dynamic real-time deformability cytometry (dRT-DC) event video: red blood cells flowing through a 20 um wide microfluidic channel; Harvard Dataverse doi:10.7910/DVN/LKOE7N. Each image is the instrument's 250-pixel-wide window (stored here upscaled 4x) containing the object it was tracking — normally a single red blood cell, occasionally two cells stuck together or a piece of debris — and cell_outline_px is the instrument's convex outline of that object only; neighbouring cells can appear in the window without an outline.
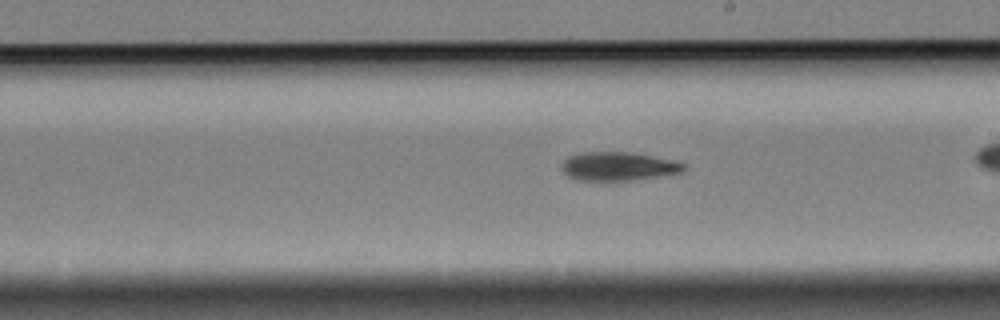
{"species": "Egyptian fruit bat (a non-hibernating species)", "species_latin": "Rousettus aegyptiacus", "temperature_condition": "cold", "stored_images_in_passage": 32, "camera_frame_rate_fps": 3000, "um_per_image_px": 0.085, "animal": {"sex": "female"}, "frame": {"image": 1, "passage_image": 19, "time_ms": 6.0, "image_size_px": [1000, 320], "cell_outline_px": [[688, 168], [684, 172], [636, 180], [576, 180], [568, 176], [564, 172], [564, 160], [568, 156], [580, 152], [628, 152], [652, 156], [672, 160], [684, 164]], "centroid_in_image_um": [52.59, 14.14], "position_along_channel_um": 236.4, "area_um2": 20.29}}
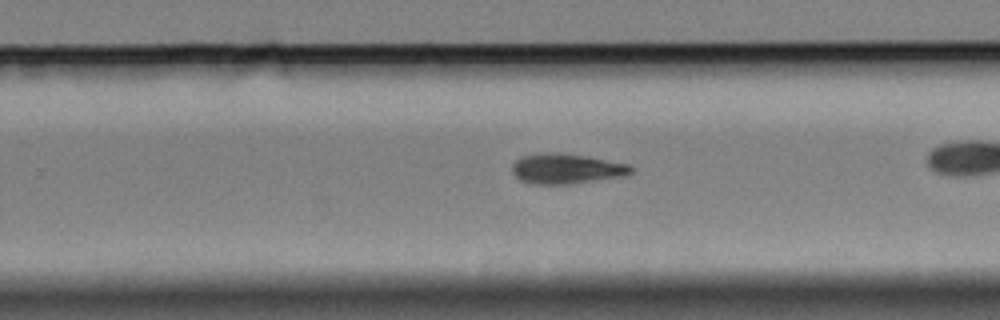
{"frame": {"image": 2, "passage_image": 23, "time_ms": 7.333, "image_size_px": [1000, 320], "cell_outline_px": [[632, 172], [628, 176], [568, 184], [532, 184], [520, 180], [512, 172], [512, 164], [520, 156], [544, 152], [552, 152], [588, 156], [628, 164], [632, 168]], "centroid_in_image_um": [48.14, 14.34], "position_along_channel_um": 281.7, "area_um2": 21.04}}